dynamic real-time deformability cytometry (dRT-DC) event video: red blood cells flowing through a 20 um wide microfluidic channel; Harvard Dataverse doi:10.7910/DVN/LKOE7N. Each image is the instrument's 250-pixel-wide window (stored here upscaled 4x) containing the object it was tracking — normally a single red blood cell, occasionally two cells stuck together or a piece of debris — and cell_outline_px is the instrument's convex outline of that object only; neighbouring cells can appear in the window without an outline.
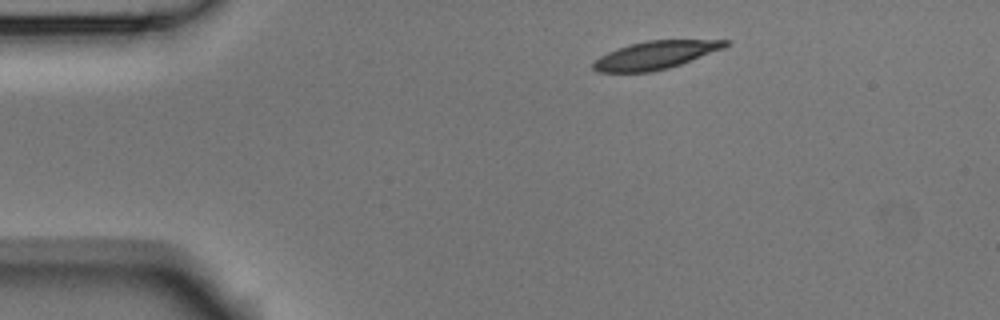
{"species": "Egyptian fruit bat (a non-hibernating species)", "species_latin": "Rousettus aegyptiacus", "temperature_condition": "room temperature", "stored_images_in_passage": 45, "camera_frame_rate_fps": 3000, "um_per_image_px": 0.085, "animal": {"sex": "male"}, "frame": {"image": 1, "passage_image": 1, "time_ms": 0.0, "image_size_px": [1000, 320], "cell_outline_px": [[728, 44], [724, 48], [680, 64], [668, 68], [652, 72], [596, 72], [592, 68], [592, 64], [600, 56], [616, 48], [628, 44], [648, 40], [728, 40]], "centroid_in_image_um": [55.66, 4.68], "position_along_channel_um": 29.3, "area_um2": 21.44}}
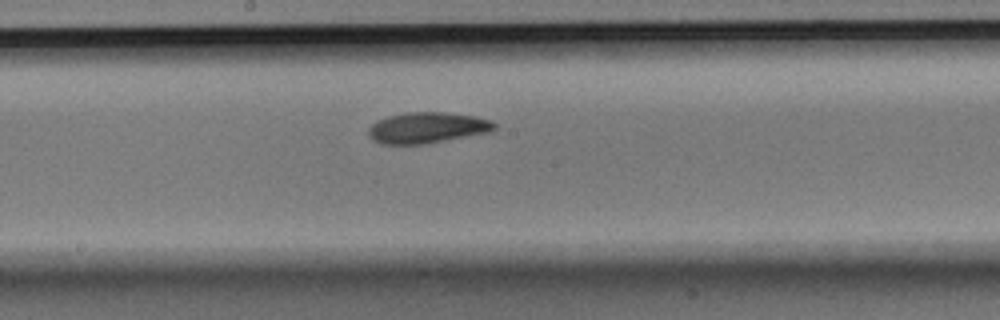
{"frame": {"image": 2, "passage_image": 20, "time_ms": 6.333, "image_size_px": [1000, 320], "cell_outline_px": [[496, 128], [492, 132], [428, 144], [380, 144], [372, 140], [368, 136], [368, 128], [376, 120], [388, 116], [404, 112], [444, 112], [476, 116], [492, 120], [496, 124]], "centroid_in_image_um": [36.33, 10.86], "position_along_channel_um": 211.9, "area_um2": 23.24}}
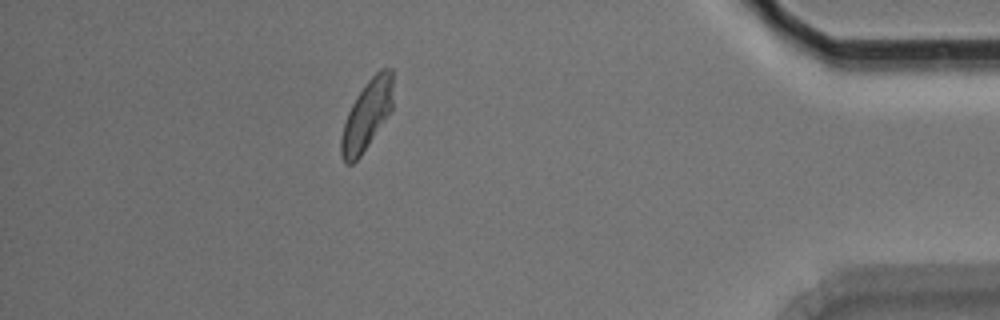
{"frame": {"image": 3, "passage_image": 39, "time_ms": 12.667, "image_size_px": [1000, 320], "cell_outline_px": [[392, 112], [360, 156], [352, 164], [344, 164], [340, 152], [340, 140], [344, 124], [348, 112], [356, 96], [368, 80], [380, 68], [392, 68]], "centroid_in_image_um": [31.18, 9.79], "position_along_channel_um": 404.0, "area_um2": 21.1}, "authors_computed_cell_mechanics": {"area_um2": 22.1952, "velocity_mm_per_s": 3.7498, "shape_relaxation_time_tau1_ms": 4.8932, "shape_relaxation_time_tau2_ms": 3.8797, "deformation_change_tau1": 0.1637, "deformation_change_tau2": 0.0967}}